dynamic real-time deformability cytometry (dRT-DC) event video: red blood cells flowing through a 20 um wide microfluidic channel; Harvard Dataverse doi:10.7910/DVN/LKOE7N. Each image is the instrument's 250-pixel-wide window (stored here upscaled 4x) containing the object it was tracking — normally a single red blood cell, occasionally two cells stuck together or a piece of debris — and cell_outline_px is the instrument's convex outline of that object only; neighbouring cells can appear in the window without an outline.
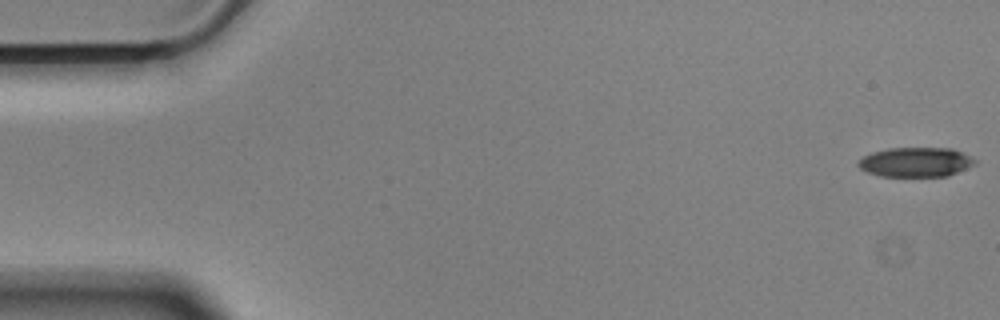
{"species": "Egyptian fruit bat (a non-hibernating species)", "species_latin": "Rousettus aegyptiacus", "temperature_condition": "cold", "stored_images_in_passage": 57, "camera_frame_rate_fps": 3000, "um_per_image_px": 0.085, "animal": {"sex": "male"}, "frame": {"image": 1, "passage_image": 1, "time_ms": 0.0, "image_size_px": [1000, 320], "cell_outline_px": [[976, 164], [948, 176], [880, 176], [868, 172], [860, 168], [856, 164], [864, 156], [872, 152], [888, 148], [952, 148], [976, 160]], "centroid_in_image_um": [77.83, 13.78], "position_along_channel_um": 7.2, "area_um2": 19.94}}
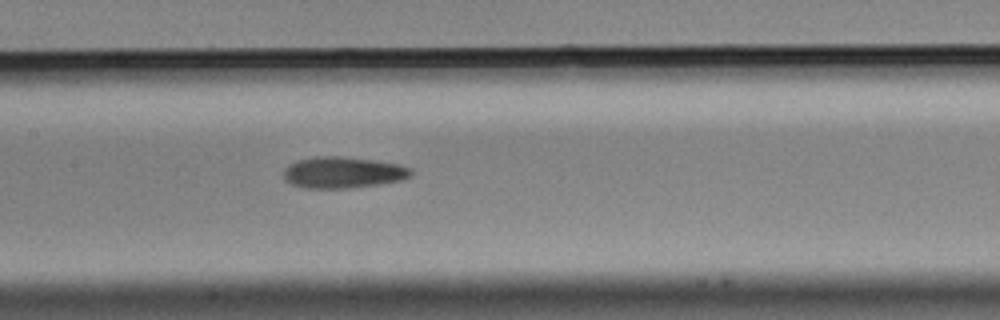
{"frame": {"image": 2, "passage_image": 27, "time_ms": 8.667, "image_size_px": [1000, 320], "cell_outline_px": [[412, 176], [400, 180], [380, 184], [348, 188], [304, 188], [292, 184], [284, 180], [284, 168], [300, 160], [316, 156], [336, 156], [372, 160], [396, 164], [408, 168], [412, 172]], "centroid_in_image_um": [29.13, 14.67], "position_along_channel_um": 178.3, "area_um2": 22.89}}
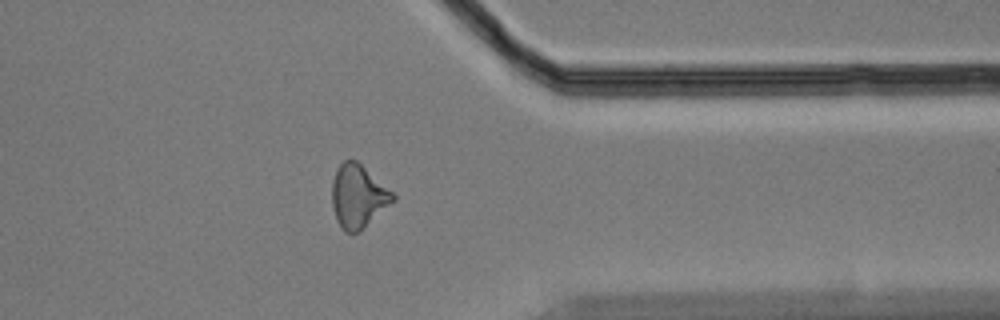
{"frame": {"image": 3, "passage_image": 45, "time_ms": 14.667, "image_size_px": [1000, 320], "cell_outline_px": [[396, 200], [360, 232], [344, 232], [340, 228], [336, 220], [332, 208], [332, 180], [336, 168], [344, 160], [356, 160], [392, 192], [396, 196]], "centroid_in_image_um": [30.42, 16.72], "position_along_channel_um": 381.0, "area_um2": 22.54}, "authors_computed_cell_mechanics": {"area_um2": 22.253, "velocity_mm_per_s": 3.5314, "shape_relaxation_time_tau1_ms": 4.0105, "shape_relaxation_time_tau2_ms": 4.5644, "deformation_change_tau1": 0.1387, "deformation_change_tau2": 0.1415}}